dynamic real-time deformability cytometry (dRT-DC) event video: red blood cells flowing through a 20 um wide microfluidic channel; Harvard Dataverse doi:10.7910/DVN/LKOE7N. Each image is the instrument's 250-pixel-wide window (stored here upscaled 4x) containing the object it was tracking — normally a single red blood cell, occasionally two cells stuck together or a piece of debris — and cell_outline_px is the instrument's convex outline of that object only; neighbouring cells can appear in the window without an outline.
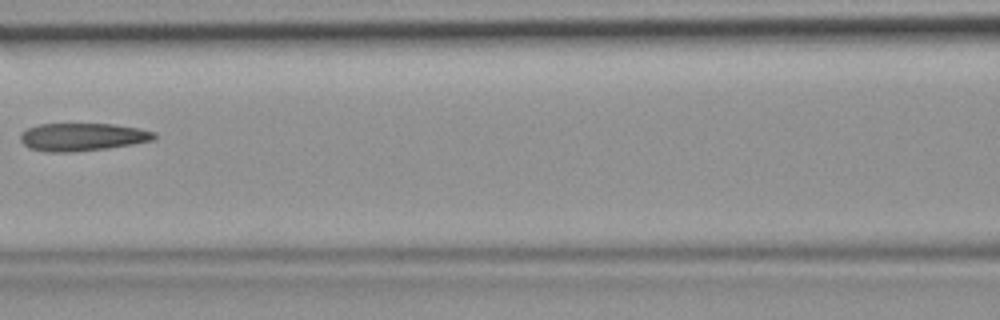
{"species": "common noctule bat (a hibernating species)", "species_latin": "Nyctalus noctula", "temperature_condition": "room temperature", "stored_images_in_passage": 4, "camera_frame_rate_fps": 3000, "um_per_image_px": 0.085, "animal": {"sex": "female", "body_mass_g": 19.9}, "frame": {"image": 1, "passage_image": 4, "time_ms": 1.0, "image_size_px": [1000, 320], "cell_outline_px": [[156, 136], [152, 140], [132, 144], [108, 148], [68, 152], [44, 152], [28, 148], [20, 140], [20, 132], [28, 128], [40, 124], [112, 124], [140, 128], [156, 132]], "centroid_in_image_um": [6.97, 11.64], "position_along_channel_um": 159.6, "area_um2": 21.73}}